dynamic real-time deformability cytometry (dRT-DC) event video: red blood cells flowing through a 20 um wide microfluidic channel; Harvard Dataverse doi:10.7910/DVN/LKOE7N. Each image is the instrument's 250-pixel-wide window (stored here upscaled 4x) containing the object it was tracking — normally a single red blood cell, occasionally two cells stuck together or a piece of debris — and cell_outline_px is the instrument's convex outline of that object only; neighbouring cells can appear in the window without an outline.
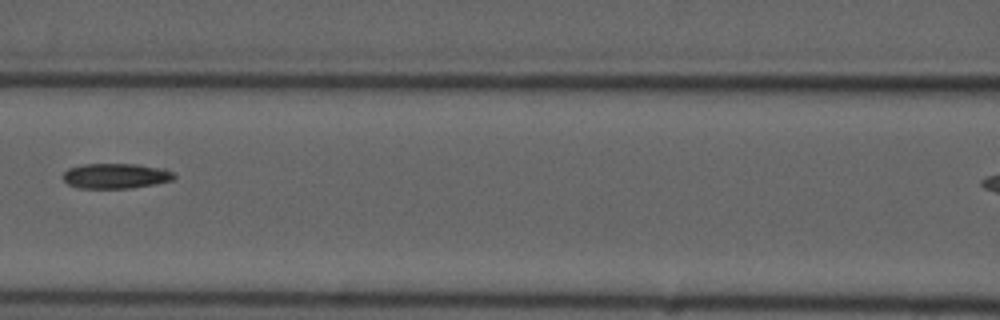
{"species": "common noctule bat (a hibernating species)", "species_latin": "Nyctalus noctula", "temperature_condition": "cold", "stored_images_in_passage": 6, "camera_frame_rate_fps": 3000, "um_per_image_px": 0.085, "animal": {"sex": "male", "forearm_length_mm": 52.5}, "frame": {"image": 1, "passage_image": 4, "time_ms": 3.667, "image_size_px": [1000, 320], "cell_outline_px": [[176, 176], [172, 180], [156, 184], [132, 188], [76, 188], [68, 184], [64, 180], [64, 172], [68, 168], [84, 164], [136, 164], [164, 168], [176, 172]], "centroid_in_image_um": [9.88, 14.95], "position_along_channel_um": 156.7, "area_um2": 16.47}}
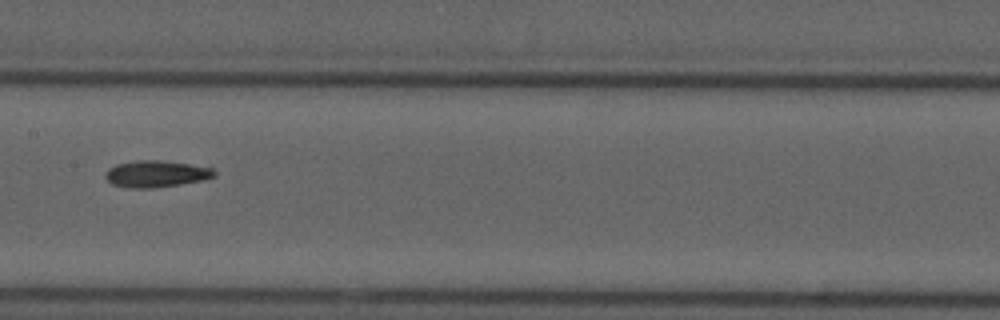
{"frame": {"image": 2, "passage_image": 5, "time_ms": 4.667, "image_size_px": [1000, 320], "cell_outline_px": [[216, 176], [204, 180], [152, 188], [128, 188], [112, 184], [104, 176], [108, 168], [116, 164], [140, 160], [160, 160], [188, 164], [212, 168], [216, 172]], "centroid_in_image_um": [13.26, 14.78], "position_along_channel_um": 194.1, "area_um2": 16.82}}